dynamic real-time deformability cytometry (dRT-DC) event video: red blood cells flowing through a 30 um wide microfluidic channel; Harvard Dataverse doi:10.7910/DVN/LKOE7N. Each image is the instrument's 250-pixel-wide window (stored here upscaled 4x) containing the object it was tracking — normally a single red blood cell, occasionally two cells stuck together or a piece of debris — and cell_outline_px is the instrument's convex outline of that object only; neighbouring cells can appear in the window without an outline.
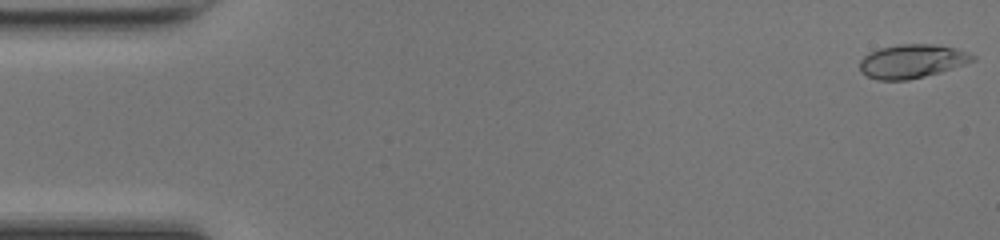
{"species": "common noctule bat (a hibernating species)", "species_latin": "Nyctalus noctula", "temperature_condition": "room temperature", "stored_images_in_passage": 48, "camera_frame_rate_fps": 3000, "um_per_image_px": 0.085, "animal": {"sex": "female", "body_mass_g": 17.0, "forearm_length_mm": 48.0}, "frame": {"image": 1, "passage_image": 1, "time_ms": 0.0, "image_size_px": [1000, 240], "cell_outline_px": [[976, 60], [940, 72], [908, 80], [876, 80], [860, 72], [860, 60], [868, 52], [880, 48], [900, 44], [932, 44], [956, 48], [968, 52], [976, 56]], "centroid_in_image_um": [77.51, 5.2], "position_along_channel_um": 7.5, "area_um2": 22.2}}
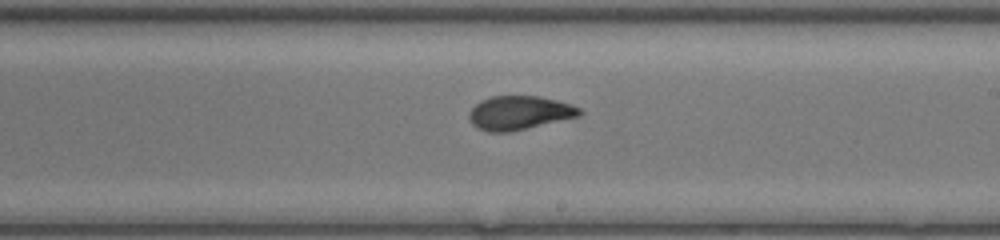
{"frame": {"image": 2, "passage_image": 28, "time_ms": 9.0, "image_size_px": [1000, 240], "cell_outline_px": [[584, 112], [580, 116], [508, 132], [488, 132], [476, 128], [472, 124], [468, 116], [472, 108], [480, 100], [492, 96], [540, 96], [572, 104], [580, 108]], "centroid_in_image_um": [44.14, 9.58], "position_along_channel_um": 244.9, "area_um2": 21.79}}
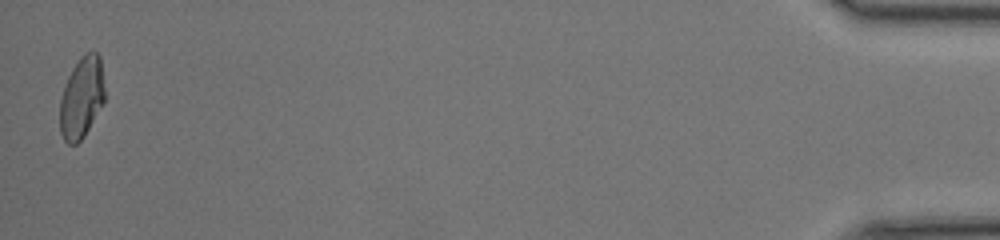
{"frame": {"image": 3, "passage_image": 48, "time_ms": 15.667, "image_size_px": [1000, 240], "cell_outline_px": [[104, 104], [84, 136], [76, 144], [68, 144], [64, 140], [60, 132], [60, 100], [68, 76], [72, 68], [80, 56], [84, 52], [96, 52], [100, 56], [104, 88]], "centroid_in_image_um": [6.94, 8.3], "position_along_channel_um": 428.3, "area_um2": 21.33}, "authors_computed_cell_mechanics": {"area_um2": 21.8773, "velocity_mm_per_s": 4.2857, "shape_relaxation_time_tau1_ms": 7.7971, "shape_relaxation_time_tau2_ms": 1.0026, "deformation_change_tau1": 0.2756, "deformation_change_tau2": 0.0633}}